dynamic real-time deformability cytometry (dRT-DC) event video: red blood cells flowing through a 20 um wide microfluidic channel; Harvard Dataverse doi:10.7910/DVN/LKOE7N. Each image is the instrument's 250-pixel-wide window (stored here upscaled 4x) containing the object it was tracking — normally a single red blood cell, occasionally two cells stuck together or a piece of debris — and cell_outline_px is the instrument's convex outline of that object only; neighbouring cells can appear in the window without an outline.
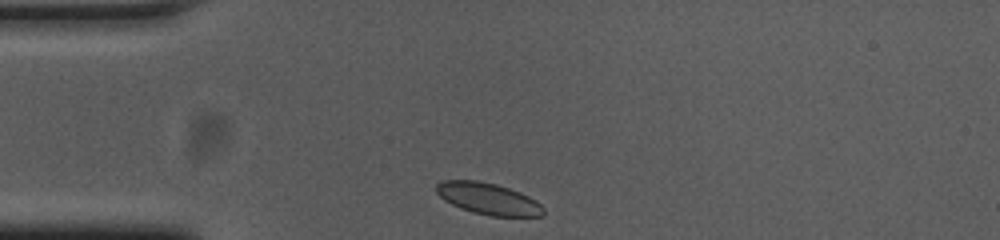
{"species": "common noctule bat (a hibernating species)", "species_latin": "Nyctalus noctula", "temperature_condition": "cold", "stored_images_in_passage": 32, "camera_frame_rate_fps": 3000, "um_per_image_px": 0.085, "animal": {"sex": "female", "body_mass_g": 23.0, "forearm_length_mm": 53.4}, "frame": {"image": 1, "passage_image": 1, "time_ms": 0.0, "image_size_px": [1000, 240], "cell_outline_px": [[544, 216], [488, 216], [472, 212], [460, 208], [444, 200], [436, 192], [436, 184], [440, 180], [476, 180], [496, 184], [520, 192], [536, 200], [544, 208]], "centroid_in_image_um": [41.49, 16.89], "position_along_channel_um": 43.5, "area_um2": 19.83}}
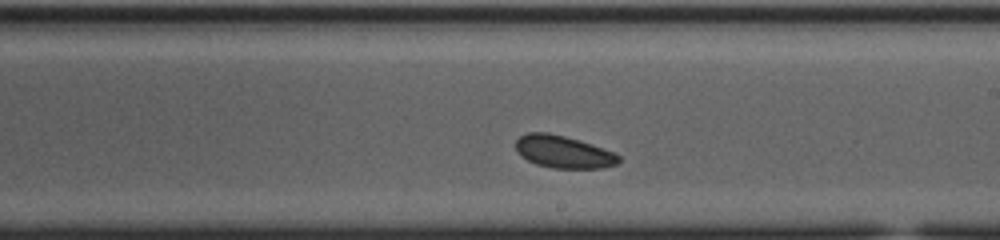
{"frame": {"image": 2, "passage_image": 19, "time_ms": 6.0, "image_size_px": [1000, 240], "cell_outline_px": [[620, 160], [616, 164], [600, 168], [552, 168], [536, 164], [520, 156], [516, 152], [516, 140], [520, 136], [528, 132], [548, 132], [564, 136], [592, 144], [616, 152], [620, 156]], "centroid_in_image_um": [47.88, 12.9], "position_along_channel_um": 241.1, "area_um2": 19.54}}
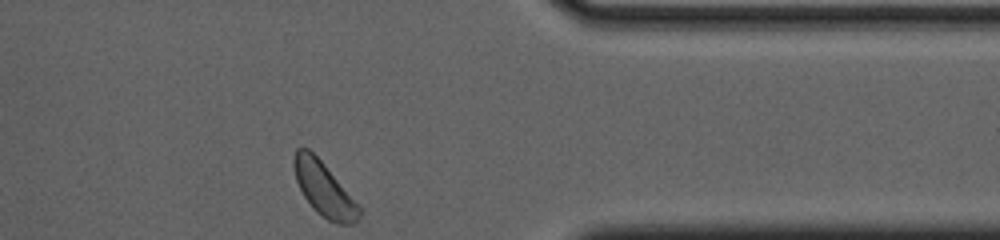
{"frame": {"image": 3, "passage_image": 32, "time_ms": 10.333, "image_size_px": [1000, 240], "cell_outline_px": [[364, 212], [352, 224], [340, 224], [328, 220], [316, 212], [312, 208], [304, 196], [296, 180], [292, 164], [292, 160], [296, 148], [308, 148], [324, 164], [364, 208]], "centroid_in_image_um": [27.58, 16.09], "position_along_channel_um": 383.8, "area_um2": 20.81}}